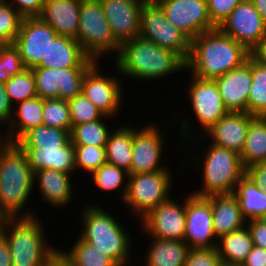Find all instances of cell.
I'll return each mask as SVG.
<instances>
[{"mask_svg": "<svg viewBox=\"0 0 266 266\" xmlns=\"http://www.w3.org/2000/svg\"><path fill=\"white\" fill-rule=\"evenodd\" d=\"M112 62L122 78L139 82L164 80L182 70L186 73V61L179 54L140 36L123 43Z\"/></svg>", "mask_w": 266, "mask_h": 266, "instance_id": "6da1fadb", "label": "cell"}, {"mask_svg": "<svg viewBox=\"0 0 266 266\" xmlns=\"http://www.w3.org/2000/svg\"><path fill=\"white\" fill-rule=\"evenodd\" d=\"M250 52L218 28L199 34L191 40L186 71L204 80H215L240 67ZM189 70V71H188Z\"/></svg>", "mask_w": 266, "mask_h": 266, "instance_id": "7a4b0ae2", "label": "cell"}, {"mask_svg": "<svg viewBox=\"0 0 266 266\" xmlns=\"http://www.w3.org/2000/svg\"><path fill=\"white\" fill-rule=\"evenodd\" d=\"M198 147L202 149L197 151L198 149L192 146L194 151L185 148L188 152H182L188 153L186 154L188 157L193 153L187 165H190L189 168L193 167L197 171H202L200 173L202 186H198L199 188H196V191L192 190L191 193L199 197L233 194L236 184L245 175L240 155L212 143L209 144V148ZM195 152L198 154L195 155Z\"/></svg>", "mask_w": 266, "mask_h": 266, "instance_id": "3957f363", "label": "cell"}, {"mask_svg": "<svg viewBox=\"0 0 266 266\" xmlns=\"http://www.w3.org/2000/svg\"><path fill=\"white\" fill-rule=\"evenodd\" d=\"M33 179L25 152L16 143L4 142L0 146V209L8 217L37 215L32 209L23 210L32 199Z\"/></svg>", "mask_w": 266, "mask_h": 266, "instance_id": "277c9868", "label": "cell"}, {"mask_svg": "<svg viewBox=\"0 0 266 266\" xmlns=\"http://www.w3.org/2000/svg\"><path fill=\"white\" fill-rule=\"evenodd\" d=\"M103 208L99 203L94 204V202H88L83 207L79 218L82 222V231L77 236L112 258L117 264L132 263L131 250L134 241L132 232L123 227L111 211Z\"/></svg>", "mask_w": 266, "mask_h": 266, "instance_id": "5b68a950", "label": "cell"}, {"mask_svg": "<svg viewBox=\"0 0 266 266\" xmlns=\"http://www.w3.org/2000/svg\"><path fill=\"white\" fill-rule=\"evenodd\" d=\"M38 216L7 217L2 233L8 243L12 266H42L60 248L46 240L44 222Z\"/></svg>", "mask_w": 266, "mask_h": 266, "instance_id": "8992f818", "label": "cell"}, {"mask_svg": "<svg viewBox=\"0 0 266 266\" xmlns=\"http://www.w3.org/2000/svg\"><path fill=\"white\" fill-rule=\"evenodd\" d=\"M190 77L192 79H190L189 83H191L187 84V89H185L188 95L186 98L188 99L189 103H191V113L195 115L193 116L195 118L194 120L196 122L198 121L199 127L201 126L200 130L202 131V133H200L201 135L197 134L196 136H194V133L191 131V127H194V124L193 126H191V119L189 117L187 118L183 116L184 118H182V120L179 121V124L177 125V127L179 128V140H176L179 144L181 142V145H179L180 147L178 149L182 148V150H184L183 146H185L186 144L192 146L193 144L197 143L198 140L200 143L195 144L194 147H196V145H200L201 142V145H203L204 141H201L202 134H204L219 119H221L225 114L228 113V110L224 106L219 88L215 80H204L193 75H191Z\"/></svg>", "mask_w": 266, "mask_h": 266, "instance_id": "52a82bcc", "label": "cell"}, {"mask_svg": "<svg viewBox=\"0 0 266 266\" xmlns=\"http://www.w3.org/2000/svg\"><path fill=\"white\" fill-rule=\"evenodd\" d=\"M76 41L96 61L118 55L121 45L114 39L99 0H81Z\"/></svg>", "mask_w": 266, "mask_h": 266, "instance_id": "ba28073f", "label": "cell"}, {"mask_svg": "<svg viewBox=\"0 0 266 266\" xmlns=\"http://www.w3.org/2000/svg\"><path fill=\"white\" fill-rule=\"evenodd\" d=\"M173 173L171 170H158L129 175L123 204L132 211L134 218L140 220L150 210L172 197Z\"/></svg>", "mask_w": 266, "mask_h": 266, "instance_id": "9c48e42d", "label": "cell"}, {"mask_svg": "<svg viewBox=\"0 0 266 266\" xmlns=\"http://www.w3.org/2000/svg\"><path fill=\"white\" fill-rule=\"evenodd\" d=\"M139 36L176 52L185 61L189 58L191 40L170 23L154 0H146L142 7Z\"/></svg>", "mask_w": 266, "mask_h": 266, "instance_id": "30bf717a", "label": "cell"}, {"mask_svg": "<svg viewBox=\"0 0 266 266\" xmlns=\"http://www.w3.org/2000/svg\"><path fill=\"white\" fill-rule=\"evenodd\" d=\"M100 62L97 61L85 74L82 83V93L105 115L115 118L120 115L124 103L123 85L120 72L114 64L117 74L110 75L101 72ZM102 73V74H101ZM120 77V78H119ZM122 80V81H121Z\"/></svg>", "mask_w": 266, "mask_h": 266, "instance_id": "8fae6325", "label": "cell"}, {"mask_svg": "<svg viewBox=\"0 0 266 266\" xmlns=\"http://www.w3.org/2000/svg\"><path fill=\"white\" fill-rule=\"evenodd\" d=\"M151 122L139 129L133 125L131 174L171 170L170 165L161 162L166 149V129L160 128L154 121Z\"/></svg>", "mask_w": 266, "mask_h": 266, "instance_id": "7c38bea8", "label": "cell"}, {"mask_svg": "<svg viewBox=\"0 0 266 266\" xmlns=\"http://www.w3.org/2000/svg\"><path fill=\"white\" fill-rule=\"evenodd\" d=\"M189 249L217 247L214 233L211 196L199 197L191 192L185 195V234L183 240Z\"/></svg>", "mask_w": 266, "mask_h": 266, "instance_id": "4fadbf2b", "label": "cell"}, {"mask_svg": "<svg viewBox=\"0 0 266 266\" xmlns=\"http://www.w3.org/2000/svg\"><path fill=\"white\" fill-rule=\"evenodd\" d=\"M91 67L32 68L37 96L42 99L69 100L82 93V83Z\"/></svg>", "mask_w": 266, "mask_h": 266, "instance_id": "5bb4252c", "label": "cell"}, {"mask_svg": "<svg viewBox=\"0 0 266 266\" xmlns=\"http://www.w3.org/2000/svg\"><path fill=\"white\" fill-rule=\"evenodd\" d=\"M166 18L190 40L217 27L211 22L207 0H154Z\"/></svg>", "mask_w": 266, "mask_h": 266, "instance_id": "9a60e30c", "label": "cell"}, {"mask_svg": "<svg viewBox=\"0 0 266 266\" xmlns=\"http://www.w3.org/2000/svg\"><path fill=\"white\" fill-rule=\"evenodd\" d=\"M171 197L150 210L140 219V227L149 238L184 240L185 234V198L177 201ZM179 202V203H178Z\"/></svg>", "mask_w": 266, "mask_h": 266, "instance_id": "2e32d148", "label": "cell"}, {"mask_svg": "<svg viewBox=\"0 0 266 266\" xmlns=\"http://www.w3.org/2000/svg\"><path fill=\"white\" fill-rule=\"evenodd\" d=\"M218 29L249 52L266 36V23L250 0L238 4Z\"/></svg>", "mask_w": 266, "mask_h": 266, "instance_id": "e0dca14e", "label": "cell"}, {"mask_svg": "<svg viewBox=\"0 0 266 266\" xmlns=\"http://www.w3.org/2000/svg\"><path fill=\"white\" fill-rule=\"evenodd\" d=\"M56 31L39 16L24 17L14 45L19 49L25 69L36 67L47 55Z\"/></svg>", "mask_w": 266, "mask_h": 266, "instance_id": "ac0fdd59", "label": "cell"}, {"mask_svg": "<svg viewBox=\"0 0 266 266\" xmlns=\"http://www.w3.org/2000/svg\"><path fill=\"white\" fill-rule=\"evenodd\" d=\"M114 39L122 45L140 34V15L146 0H99Z\"/></svg>", "mask_w": 266, "mask_h": 266, "instance_id": "d6986e66", "label": "cell"}, {"mask_svg": "<svg viewBox=\"0 0 266 266\" xmlns=\"http://www.w3.org/2000/svg\"><path fill=\"white\" fill-rule=\"evenodd\" d=\"M228 112H247V99L252 86V57L240 67L215 79Z\"/></svg>", "mask_w": 266, "mask_h": 266, "instance_id": "ffe728a7", "label": "cell"}, {"mask_svg": "<svg viewBox=\"0 0 266 266\" xmlns=\"http://www.w3.org/2000/svg\"><path fill=\"white\" fill-rule=\"evenodd\" d=\"M254 117L247 112H228L202 137L209 138L207 142L241 155L249 125Z\"/></svg>", "mask_w": 266, "mask_h": 266, "instance_id": "44dd1931", "label": "cell"}, {"mask_svg": "<svg viewBox=\"0 0 266 266\" xmlns=\"http://www.w3.org/2000/svg\"><path fill=\"white\" fill-rule=\"evenodd\" d=\"M72 174L52 169H41L34 172V188L41 194L42 203L52 207H68L74 199ZM36 185V186H35ZM73 193V194H72Z\"/></svg>", "mask_w": 266, "mask_h": 266, "instance_id": "7402d4cb", "label": "cell"}, {"mask_svg": "<svg viewBox=\"0 0 266 266\" xmlns=\"http://www.w3.org/2000/svg\"><path fill=\"white\" fill-rule=\"evenodd\" d=\"M96 62L83 51L75 39L57 34L49 43L46 57L36 67H92Z\"/></svg>", "mask_w": 266, "mask_h": 266, "instance_id": "603a6c76", "label": "cell"}, {"mask_svg": "<svg viewBox=\"0 0 266 266\" xmlns=\"http://www.w3.org/2000/svg\"><path fill=\"white\" fill-rule=\"evenodd\" d=\"M81 0H46L39 17L57 34L76 40Z\"/></svg>", "mask_w": 266, "mask_h": 266, "instance_id": "cb8c5ba5", "label": "cell"}, {"mask_svg": "<svg viewBox=\"0 0 266 266\" xmlns=\"http://www.w3.org/2000/svg\"><path fill=\"white\" fill-rule=\"evenodd\" d=\"M42 113L43 99L38 96L15 104L9 125L3 128L4 141L16 143L26 132L43 125Z\"/></svg>", "mask_w": 266, "mask_h": 266, "instance_id": "d4e9b609", "label": "cell"}, {"mask_svg": "<svg viewBox=\"0 0 266 266\" xmlns=\"http://www.w3.org/2000/svg\"><path fill=\"white\" fill-rule=\"evenodd\" d=\"M28 159L33 172L41 169L58 170L74 175L76 174L74 145L71 139L62 147L39 149L21 148Z\"/></svg>", "mask_w": 266, "mask_h": 266, "instance_id": "484cf974", "label": "cell"}, {"mask_svg": "<svg viewBox=\"0 0 266 266\" xmlns=\"http://www.w3.org/2000/svg\"><path fill=\"white\" fill-rule=\"evenodd\" d=\"M211 209L214 233L218 239L247 225L233 194L211 196Z\"/></svg>", "mask_w": 266, "mask_h": 266, "instance_id": "4316f807", "label": "cell"}, {"mask_svg": "<svg viewBox=\"0 0 266 266\" xmlns=\"http://www.w3.org/2000/svg\"><path fill=\"white\" fill-rule=\"evenodd\" d=\"M144 254L145 266H184L189 251L184 241L149 238Z\"/></svg>", "mask_w": 266, "mask_h": 266, "instance_id": "83f0119b", "label": "cell"}, {"mask_svg": "<svg viewBox=\"0 0 266 266\" xmlns=\"http://www.w3.org/2000/svg\"><path fill=\"white\" fill-rule=\"evenodd\" d=\"M133 125L122 124L111 130L105 145L107 163L124 169L131 175Z\"/></svg>", "mask_w": 266, "mask_h": 266, "instance_id": "f1b7e54d", "label": "cell"}, {"mask_svg": "<svg viewBox=\"0 0 266 266\" xmlns=\"http://www.w3.org/2000/svg\"><path fill=\"white\" fill-rule=\"evenodd\" d=\"M233 195L247 222L266 218V191L257 187L246 174L236 184Z\"/></svg>", "mask_w": 266, "mask_h": 266, "instance_id": "f546056e", "label": "cell"}, {"mask_svg": "<svg viewBox=\"0 0 266 266\" xmlns=\"http://www.w3.org/2000/svg\"><path fill=\"white\" fill-rule=\"evenodd\" d=\"M254 244L248 227L225 234L218 239L217 249L224 265L243 264Z\"/></svg>", "mask_w": 266, "mask_h": 266, "instance_id": "4dcf8cb0", "label": "cell"}, {"mask_svg": "<svg viewBox=\"0 0 266 266\" xmlns=\"http://www.w3.org/2000/svg\"><path fill=\"white\" fill-rule=\"evenodd\" d=\"M240 157L245 169L266 162V117L255 116L252 119Z\"/></svg>", "mask_w": 266, "mask_h": 266, "instance_id": "1f68e13d", "label": "cell"}, {"mask_svg": "<svg viewBox=\"0 0 266 266\" xmlns=\"http://www.w3.org/2000/svg\"><path fill=\"white\" fill-rule=\"evenodd\" d=\"M70 140V132L40 125L26 132L16 144L20 148L50 149L64 146Z\"/></svg>", "mask_w": 266, "mask_h": 266, "instance_id": "d6a6232c", "label": "cell"}, {"mask_svg": "<svg viewBox=\"0 0 266 266\" xmlns=\"http://www.w3.org/2000/svg\"><path fill=\"white\" fill-rule=\"evenodd\" d=\"M108 119L113 120L111 117L104 116L102 119L74 126L70 132L72 144L105 146L110 130H113V128L110 129V123L107 124Z\"/></svg>", "mask_w": 266, "mask_h": 266, "instance_id": "836d02e7", "label": "cell"}, {"mask_svg": "<svg viewBox=\"0 0 266 266\" xmlns=\"http://www.w3.org/2000/svg\"><path fill=\"white\" fill-rule=\"evenodd\" d=\"M91 177V178H90ZM92 183L102 192L119 191L123 202L128 187L129 173L115 165L105 163L90 175ZM127 179V180H126Z\"/></svg>", "mask_w": 266, "mask_h": 266, "instance_id": "e575fe53", "label": "cell"}, {"mask_svg": "<svg viewBox=\"0 0 266 266\" xmlns=\"http://www.w3.org/2000/svg\"><path fill=\"white\" fill-rule=\"evenodd\" d=\"M74 245L62 253L70 260L72 266H116L117 263L109 256L101 253L80 236L75 239Z\"/></svg>", "mask_w": 266, "mask_h": 266, "instance_id": "d590c367", "label": "cell"}, {"mask_svg": "<svg viewBox=\"0 0 266 266\" xmlns=\"http://www.w3.org/2000/svg\"><path fill=\"white\" fill-rule=\"evenodd\" d=\"M247 113L266 117V66L252 58V86L247 99Z\"/></svg>", "mask_w": 266, "mask_h": 266, "instance_id": "8d00e7d4", "label": "cell"}, {"mask_svg": "<svg viewBox=\"0 0 266 266\" xmlns=\"http://www.w3.org/2000/svg\"><path fill=\"white\" fill-rule=\"evenodd\" d=\"M4 85L13 106L19 102L37 97L32 69H24L20 74L12 76Z\"/></svg>", "mask_w": 266, "mask_h": 266, "instance_id": "74e56055", "label": "cell"}, {"mask_svg": "<svg viewBox=\"0 0 266 266\" xmlns=\"http://www.w3.org/2000/svg\"><path fill=\"white\" fill-rule=\"evenodd\" d=\"M43 125L71 132L69 104L60 98L43 99Z\"/></svg>", "mask_w": 266, "mask_h": 266, "instance_id": "f35d334b", "label": "cell"}, {"mask_svg": "<svg viewBox=\"0 0 266 266\" xmlns=\"http://www.w3.org/2000/svg\"><path fill=\"white\" fill-rule=\"evenodd\" d=\"M75 167L91 175L103 164L107 163L105 146L74 145Z\"/></svg>", "mask_w": 266, "mask_h": 266, "instance_id": "ab89813d", "label": "cell"}, {"mask_svg": "<svg viewBox=\"0 0 266 266\" xmlns=\"http://www.w3.org/2000/svg\"><path fill=\"white\" fill-rule=\"evenodd\" d=\"M24 17L8 2L0 0V41L14 44Z\"/></svg>", "mask_w": 266, "mask_h": 266, "instance_id": "60d3db41", "label": "cell"}, {"mask_svg": "<svg viewBox=\"0 0 266 266\" xmlns=\"http://www.w3.org/2000/svg\"><path fill=\"white\" fill-rule=\"evenodd\" d=\"M67 101L72 128L82 123L102 119L105 116L83 93Z\"/></svg>", "mask_w": 266, "mask_h": 266, "instance_id": "b9f144b4", "label": "cell"}, {"mask_svg": "<svg viewBox=\"0 0 266 266\" xmlns=\"http://www.w3.org/2000/svg\"><path fill=\"white\" fill-rule=\"evenodd\" d=\"M24 69L19 49L14 44L0 46V82H8Z\"/></svg>", "mask_w": 266, "mask_h": 266, "instance_id": "7bdbcfd3", "label": "cell"}, {"mask_svg": "<svg viewBox=\"0 0 266 266\" xmlns=\"http://www.w3.org/2000/svg\"><path fill=\"white\" fill-rule=\"evenodd\" d=\"M217 247L189 249L184 266H223Z\"/></svg>", "mask_w": 266, "mask_h": 266, "instance_id": "ee69618b", "label": "cell"}, {"mask_svg": "<svg viewBox=\"0 0 266 266\" xmlns=\"http://www.w3.org/2000/svg\"><path fill=\"white\" fill-rule=\"evenodd\" d=\"M243 0H207L211 22L218 28L232 10Z\"/></svg>", "mask_w": 266, "mask_h": 266, "instance_id": "f6af8a7d", "label": "cell"}, {"mask_svg": "<svg viewBox=\"0 0 266 266\" xmlns=\"http://www.w3.org/2000/svg\"><path fill=\"white\" fill-rule=\"evenodd\" d=\"M23 17L39 16L46 0H5Z\"/></svg>", "mask_w": 266, "mask_h": 266, "instance_id": "bcb514c9", "label": "cell"}, {"mask_svg": "<svg viewBox=\"0 0 266 266\" xmlns=\"http://www.w3.org/2000/svg\"><path fill=\"white\" fill-rule=\"evenodd\" d=\"M254 246L266 249V219H254L247 222Z\"/></svg>", "mask_w": 266, "mask_h": 266, "instance_id": "7dc6e473", "label": "cell"}, {"mask_svg": "<svg viewBox=\"0 0 266 266\" xmlns=\"http://www.w3.org/2000/svg\"><path fill=\"white\" fill-rule=\"evenodd\" d=\"M13 104L11 103L6 87L3 82H0V126L6 128L12 118Z\"/></svg>", "mask_w": 266, "mask_h": 266, "instance_id": "c3c4849f", "label": "cell"}, {"mask_svg": "<svg viewBox=\"0 0 266 266\" xmlns=\"http://www.w3.org/2000/svg\"><path fill=\"white\" fill-rule=\"evenodd\" d=\"M245 174L254 184L266 191V162L253 164L245 169Z\"/></svg>", "mask_w": 266, "mask_h": 266, "instance_id": "681fc988", "label": "cell"}, {"mask_svg": "<svg viewBox=\"0 0 266 266\" xmlns=\"http://www.w3.org/2000/svg\"><path fill=\"white\" fill-rule=\"evenodd\" d=\"M243 264L246 266H266V249L253 246Z\"/></svg>", "mask_w": 266, "mask_h": 266, "instance_id": "f907efd6", "label": "cell"}, {"mask_svg": "<svg viewBox=\"0 0 266 266\" xmlns=\"http://www.w3.org/2000/svg\"><path fill=\"white\" fill-rule=\"evenodd\" d=\"M42 266H72L70 260L58 248Z\"/></svg>", "mask_w": 266, "mask_h": 266, "instance_id": "816d5d0a", "label": "cell"}, {"mask_svg": "<svg viewBox=\"0 0 266 266\" xmlns=\"http://www.w3.org/2000/svg\"><path fill=\"white\" fill-rule=\"evenodd\" d=\"M0 266H12L11 253L3 233H0Z\"/></svg>", "mask_w": 266, "mask_h": 266, "instance_id": "f5cc1de1", "label": "cell"}, {"mask_svg": "<svg viewBox=\"0 0 266 266\" xmlns=\"http://www.w3.org/2000/svg\"><path fill=\"white\" fill-rule=\"evenodd\" d=\"M250 56L259 64L266 66V36L250 52Z\"/></svg>", "mask_w": 266, "mask_h": 266, "instance_id": "db71d44e", "label": "cell"}, {"mask_svg": "<svg viewBox=\"0 0 266 266\" xmlns=\"http://www.w3.org/2000/svg\"><path fill=\"white\" fill-rule=\"evenodd\" d=\"M262 17V20L266 23V0H250Z\"/></svg>", "mask_w": 266, "mask_h": 266, "instance_id": "11a10c76", "label": "cell"}, {"mask_svg": "<svg viewBox=\"0 0 266 266\" xmlns=\"http://www.w3.org/2000/svg\"><path fill=\"white\" fill-rule=\"evenodd\" d=\"M7 217L8 216L0 209V233L3 231V226Z\"/></svg>", "mask_w": 266, "mask_h": 266, "instance_id": "9f6ffc18", "label": "cell"}, {"mask_svg": "<svg viewBox=\"0 0 266 266\" xmlns=\"http://www.w3.org/2000/svg\"><path fill=\"white\" fill-rule=\"evenodd\" d=\"M4 138H3V133L1 132V129H0V146L4 143Z\"/></svg>", "mask_w": 266, "mask_h": 266, "instance_id": "6f0895ef", "label": "cell"}, {"mask_svg": "<svg viewBox=\"0 0 266 266\" xmlns=\"http://www.w3.org/2000/svg\"><path fill=\"white\" fill-rule=\"evenodd\" d=\"M116 266H129L128 263L126 264H117Z\"/></svg>", "mask_w": 266, "mask_h": 266, "instance_id": "680465c9", "label": "cell"}, {"mask_svg": "<svg viewBox=\"0 0 266 266\" xmlns=\"http://www.w3.org/2000/svg\"><path fill=\"white\" fill-rule=\"evenodd\" d=\"M234 266H246L245 264H237V265H234Z\"/></svg>", "mask_w": 266, "mask_h": 266, "instance_id": "91938a15", "label": "cell"}]
</instances>
